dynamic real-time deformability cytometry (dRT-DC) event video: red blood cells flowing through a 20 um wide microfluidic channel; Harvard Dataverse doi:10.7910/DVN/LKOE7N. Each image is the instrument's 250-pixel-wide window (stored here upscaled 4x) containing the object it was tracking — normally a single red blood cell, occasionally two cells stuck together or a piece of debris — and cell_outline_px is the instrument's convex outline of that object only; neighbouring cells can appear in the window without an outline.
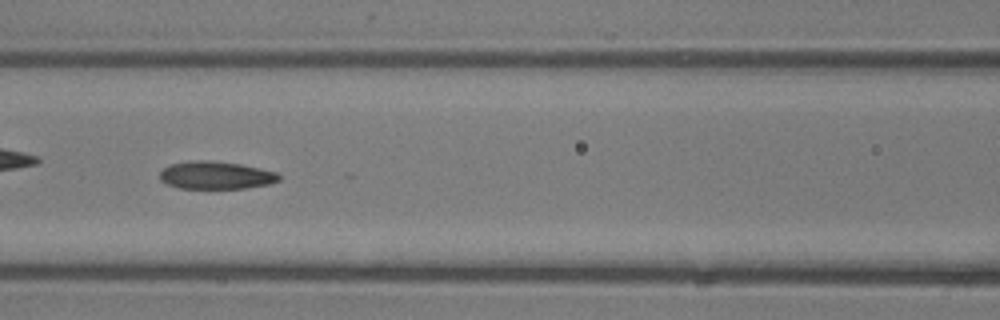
{"species": "common noctule bat (a hibernating species)", "species_latin": "Nyctalus noctula", "temperature_condition": "room temperature", "stored_images_in_passage": 36, "camera_frame_rate_fps": 3000, "um_per_image_px": 0.085, "animal": {"sex": "male", "body_mass_g": 13.3}, "frame": {"image": 1, "passage_image": 11, "time_ms": 3.333, "image_size_px": [1000, 320], "cell_outline_px": [[280, 180], [272, 184], [244, 188], [180, 188], [168, 184], [160, 180], [160, 172], [168, 164], [192, 160], [212, 160], [240, 164], [260, 168], [276, 172], [280, 176]], "centroid_in_image_um": [18.36, 14.89], "position_along_channel_um": 148.2, "area_um2": 19.36}}
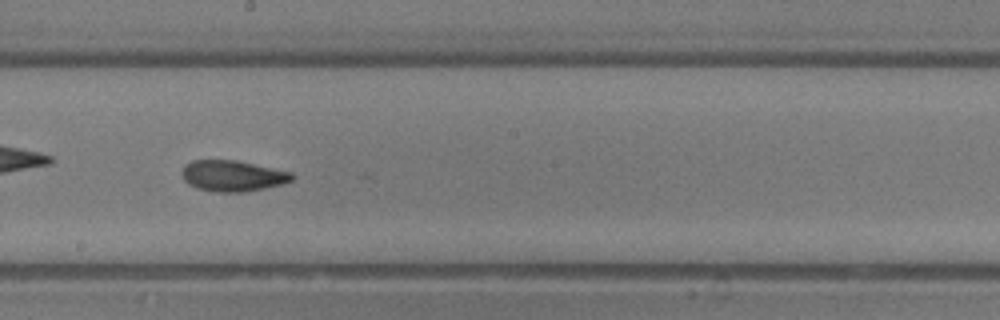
{"frame": {"image": 2, "passage_image": 16, "time_ms": 5.0, "image_size_px": [1000, 320], "cell_outline_px": [[296, 176], [292, 180], [280, 184], [264, 188], [244, 192], [216, 192], [196, 188], [188, 184], [184, 180], [184, 164], [192, 160], [236, 160], [292, 172]], "centroid_in_image_um": [19.78, 14.94], "position_along_channel_um": 228.4, "area_um2": 19.77}, "authors_computed_cell_mechanics": {"area_um2": 19.652, "velocity_mm_per_s": 4.8221, "shape_relaxation_time_tau1_ms": 5.4152, "shape_relaxation_time_tau2_ms": 1.5633, "deformation_change_tau1": 0.1677, "deformation_change_tau2": 0.0778}}